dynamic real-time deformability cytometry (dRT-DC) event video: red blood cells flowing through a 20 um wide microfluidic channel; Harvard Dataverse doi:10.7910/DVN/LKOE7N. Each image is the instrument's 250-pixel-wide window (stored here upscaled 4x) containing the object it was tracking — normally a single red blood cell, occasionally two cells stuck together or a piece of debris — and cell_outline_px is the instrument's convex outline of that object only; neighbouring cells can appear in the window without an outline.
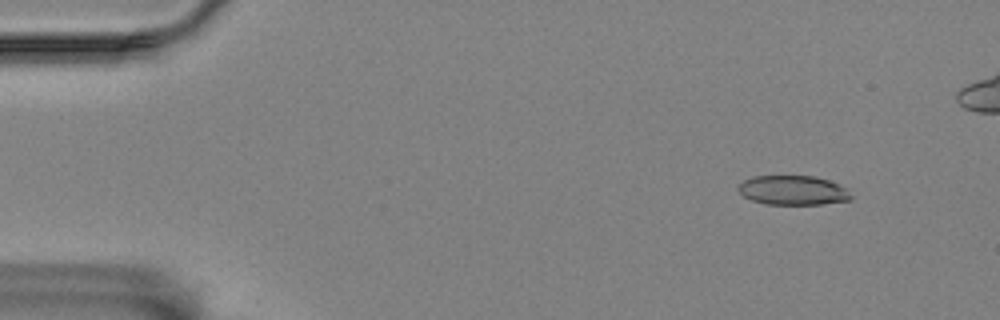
{"species": "Egyptian fruit bat (a non-hibernating species)", "species_latin": "Rousettus aegyptiacus", "temperature_condition": "room temperature", "stored_images_in_passage": 54, "camera_frame_rate_fps": 3000, "um_per_image_px": 0.085, "animal": {"sex": "female"}, "frame": {"image": 1, "passage_image": 6, "time_ms": 1.667, "image_size_px": [1000, 320], "cell_outline_px": [[852, 200], [824, 204], [768, 204], [752, 200], [744, 196], [736, 188], [744, 180], [752, 176], [816, 176], [828, 180], [848, 188], [852, 196]], "centroid_in_image_um": [67.44, 16.17], "position_along_channel_um": 17.6, "area_um2": 19.42}}
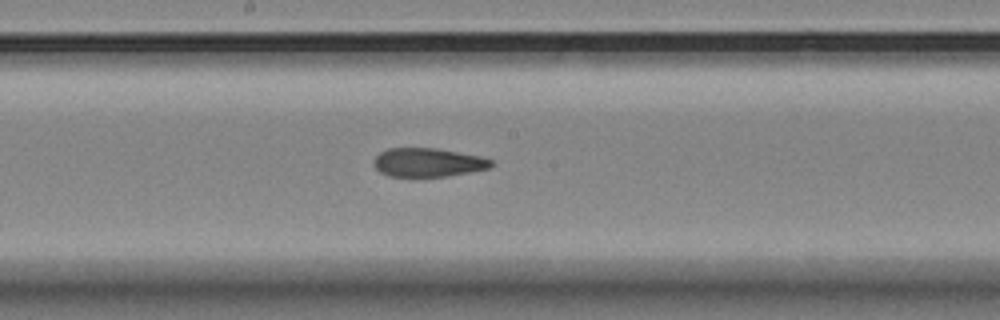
{"frame": {"image": 2, "passage_image": 31, "time_ms": 10.0, "image_size_px": [1000, 320], "cell_outline_px": [[492, 168], [448, 176], [412, 180], [388, 176], [380, 172], [372, 164], [372, 160], [380, 152], [388, 148], [436, 148], [480, 156], [492, 160]], "centroid_in_image_um": [36.32, 13.86], "position_along_channel_um": 211.9, "area_um2": 20.58}}
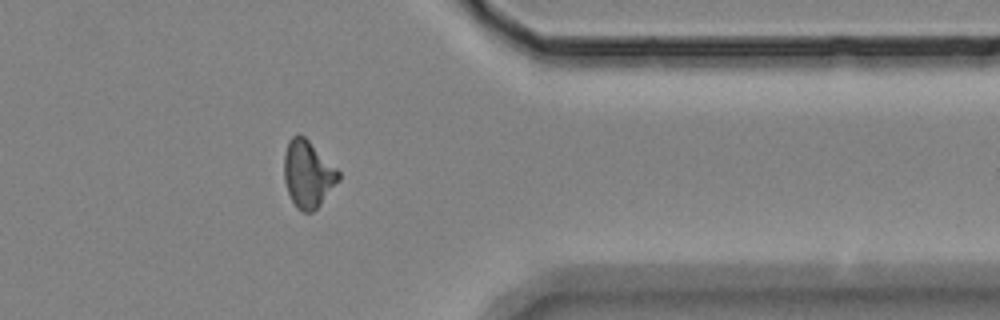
{"frame": {"image": 3, "passage_image": 47, "time_ms": 15.333, "image_size_px": [1000, 320], "cell_outline_px": [[340, 180], [320, 204], [312, 212], [300, 212], [296, 208], [288, 192], [284, 180], [284, 152], [288, 140], [292, 136], [300, 132], [340, 172]], "centroid_in_image_um": [26.15, 14.78], "position_along_channel_um": 385.2, "area_um2": 21.27}}